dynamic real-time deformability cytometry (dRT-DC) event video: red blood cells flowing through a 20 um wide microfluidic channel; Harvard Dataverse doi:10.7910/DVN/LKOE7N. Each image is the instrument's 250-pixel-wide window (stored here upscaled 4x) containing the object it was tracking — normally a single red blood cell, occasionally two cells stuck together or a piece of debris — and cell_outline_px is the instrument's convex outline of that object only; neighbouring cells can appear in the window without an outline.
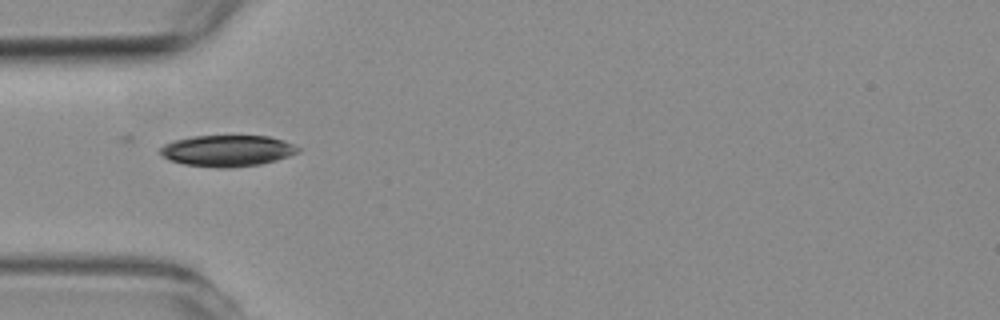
{"species": "common noctule bat (a hibernating species)", "species_latin": "Nyctalus noctula", "temperature_condition": "room temperature", "stored_images_in_passage": 4, "camera_frame_rate_fps": 3000, "um_per_image_px": 0.085, "animal": {"sex": "female", "body_mass_g": 19.3, "forearm_length_mm": 54.1}, "frame": {"image": 1, "passage_image": 1, "time_ms": 0.0, "image_size_px": [1000, 320], "cell_outline_px": [[300, 148], [296, 152], [288, 156], [276, 160], [260, 164], [232, 168], [216, 168], [184, 164], [168, 160], [160, 156], [160, 148], [164, 144], [176, 140], [192, 136], [268, 136], [284, 140]], "centroid_in_image_um": [19.28, 12.82], "position_along_channel_um": 65.7, "area_um2": 25.14}}
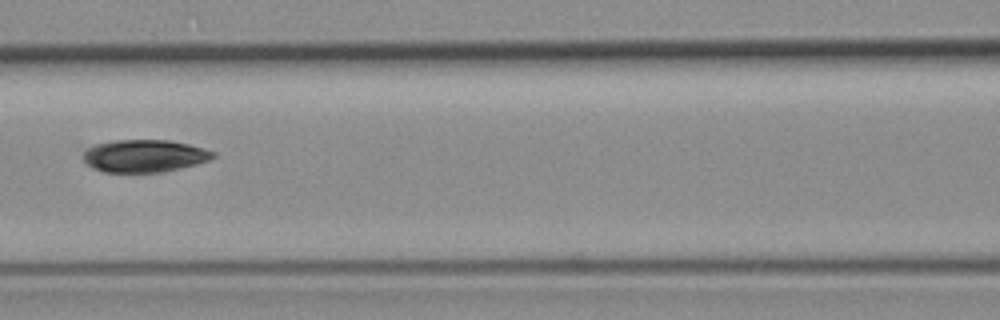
{"frame": {"image": 2, "passage_image": 3, "time_ms": 2.333, "image_size_px": [1000, 320], "cell_outline_px": [[216, 156], [208, 160], [180, 168], [160, 172], [104, 172], [92, 168], [80, 156], [88, 148], [96, 144], [112, 140], [168, 140], [188, 144], [216, 152]], "centroid_in_image_um": [12.24, 13.25], "position_along_channel_um": 154.4, "area_um2": 24.51}}
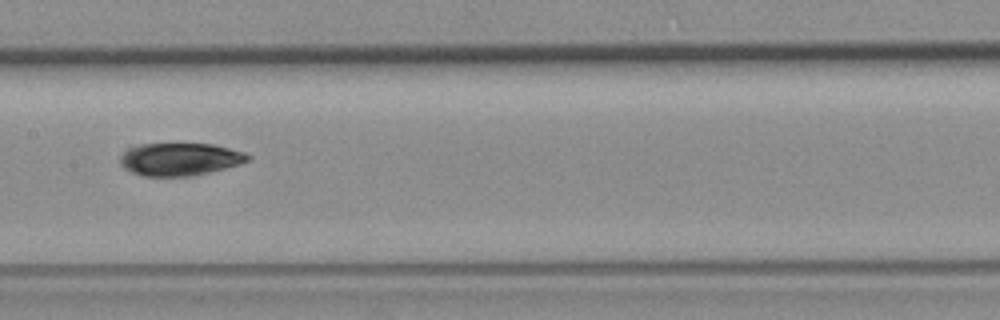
{"frame": {"image": 3, "passage_image": 4, "time_ms": 3.333, "image_size_px": [1000, 320], "cell_outline_px": [[252, 156], [248, 160], [240, 164], [212, 172], [192, 176], [140, 176], [124, 168], [120, 164], [120, 156], [128, 148], [140, 144], [212, 144], [244, 152]], "centroid_in_image_um": [15.28, 13.54], "position_along_channel_um": 192.1, "area_um2": 24.39}}